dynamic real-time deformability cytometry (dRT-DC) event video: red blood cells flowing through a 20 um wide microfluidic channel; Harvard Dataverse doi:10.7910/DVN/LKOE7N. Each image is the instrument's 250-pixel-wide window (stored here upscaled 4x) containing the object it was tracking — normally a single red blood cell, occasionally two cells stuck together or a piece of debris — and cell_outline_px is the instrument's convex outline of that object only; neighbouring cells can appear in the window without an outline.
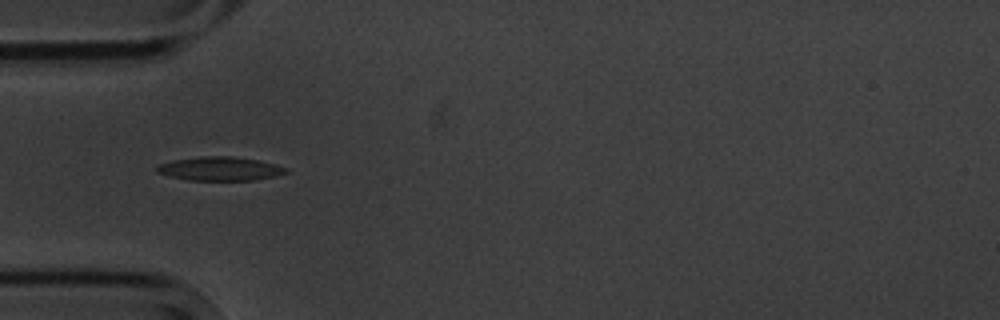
{"species": "common noctule bat (a hibernating species)", "species_latin": "Nyctalus noctula", "temperature_condition": "cold", "stored_images_in_passage": 9, "camera_frame_rate_fps": 3000, "um_per_image_px": 0.085, "animal": {"sex": "male", "body_mass_g": 20.1, "forearm_length_mm": 53.5}, "frame": {"image": 1, "passage_image": 1, "time_ms": 0.0, "image_size_px": [1000, 320], "cell_outline_px": [[288, 172], [276, 176], [256, 180], [188, 180], [168, 176], [156, 172], [156, 168], [160, 164], [172, 160], [200, 156], [232, 156], [256, 160], [288, 168]], "centroid_in_image_um": [18.67, 14.34], "position_along_channel_um": 66.3, "area_um2": 17.86}}
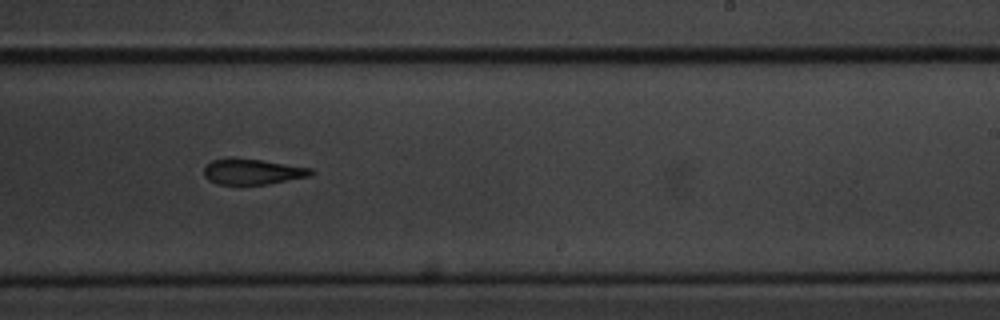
{"frame": {"image": 2, "passage_image": 6, "time_ms": 5.667, "image_size_px": [1000, 320], "cell_outline_px": [[316, 172], [312, 176], [268, 184], [216, 184], [208, 180], [204, 176], [204, 168], [212, 160], [228, 156], [232, 156], [260, 160], [312, 168]], "centroid_in_image_um": [21.46, 14.58], "position_along_channel_um": 267.5, "area_um2": 16.3}}
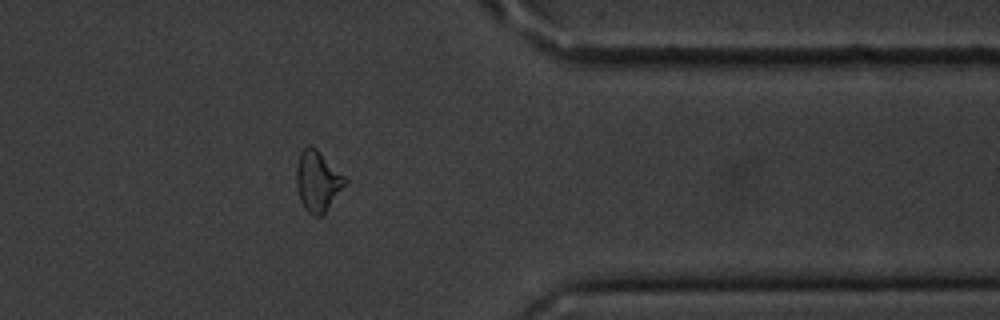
{"frame": {"image": 3, "passage_image": 9, "time_ms": 9.333, "image_size_px": [1000, 320], "cell_outline_px": [[352, 180], [324, 212], [320, 216], [312, 216], [304, 208], [300, 200], [296, 184], [296, 168], [300, 152], [308, 144], [312, 144]], "centroid_in_image_um": [27.06, 15.36], "position_along_channel_um": 384.3, "area_um2": 17.86}}